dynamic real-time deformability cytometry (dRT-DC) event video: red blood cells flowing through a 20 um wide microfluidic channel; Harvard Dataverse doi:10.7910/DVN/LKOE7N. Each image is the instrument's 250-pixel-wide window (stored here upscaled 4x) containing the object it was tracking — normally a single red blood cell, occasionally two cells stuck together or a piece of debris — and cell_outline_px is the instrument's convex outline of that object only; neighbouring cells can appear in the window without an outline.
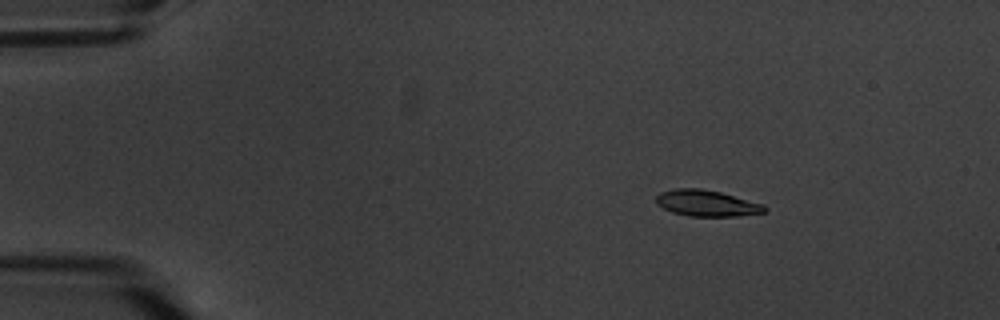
{"species": "common noctule bat (a hibernating species)", "species_latin": "Nyctalus noctula", "temperature_condition": "warm", "stored_images_in_passage": 5, "camera_frame_rate_fps": 3000, "um_per_image_px": 0.085, "animal": {"sex": "male", "body_mass_g": 20.1, "forearm_length_mm": 53.5}, "frame": {"image": 1, "passage_image": 2, "time_ms": 1.333, "image_size_px": [1000, 320], "cell_outline_px": [[768, 212], [736, 216], [688, 216], [672, 212], [656, 204], [656, 196], [660, 192], [676, 188], [700, 188], [720, 192], [764, 204], [768, 208]], "centroid_in_image_um": [60.09, 17.27], "position_along_channel_um": 24.9, "area_um2": 16.65}}
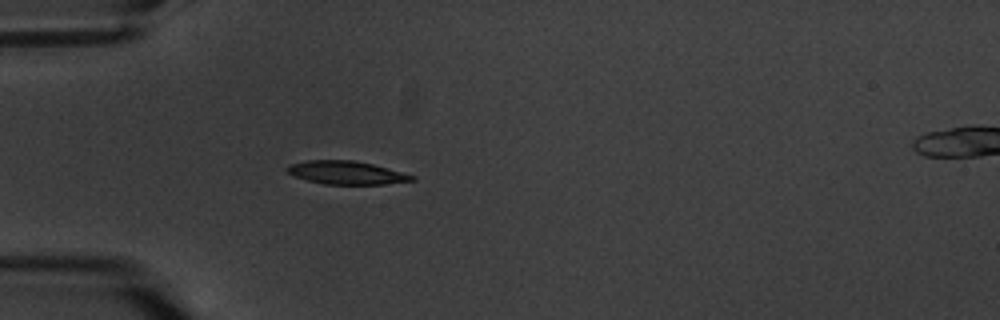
{"frame": {"image": 2, "passage_image": 4, "time_ms": 4.333, "image_size_px": [1000, 320], "cell_outline_px": [[416, 180], [384, 184], [324, 184], [308, 180], [296, 176], [288, 172], [284, 168], [288, 164], [308, 160], [356, 160], [388, 168], [416, 176]], "centroid_in_image_um": [29.45, 14.67], "position_along_channel_um": 55.6, "area_um2": 16.88}}